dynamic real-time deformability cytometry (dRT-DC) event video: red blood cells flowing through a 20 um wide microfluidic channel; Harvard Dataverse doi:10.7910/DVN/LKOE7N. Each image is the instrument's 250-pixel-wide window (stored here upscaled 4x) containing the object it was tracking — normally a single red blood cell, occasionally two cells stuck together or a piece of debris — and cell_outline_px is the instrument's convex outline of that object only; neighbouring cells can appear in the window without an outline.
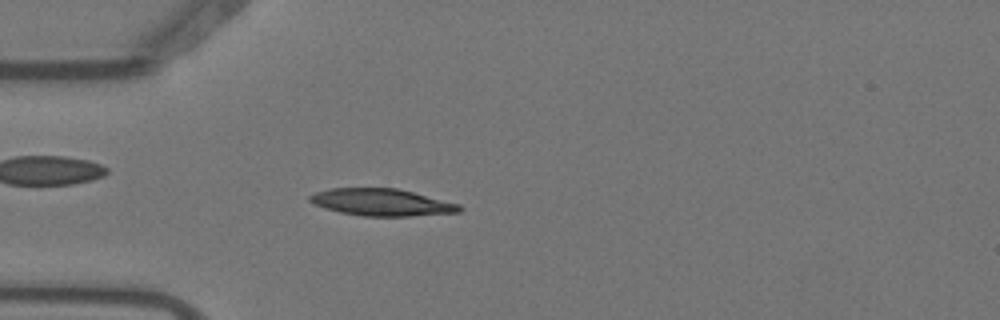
{"species": "Egyptian fruit bat (a non-hibernating species)", "species_latin": "Rousettus aegyptiacus", "temperature_condition": "warm", "stored_images_in_passage": 4, "camera_frame_rate_fps": 3000, "um_per_image_px": 0.085, "animal": {"sex": "female"}, "frame": {"image": 1, "passage_image": 4, "time_ms": 1.0, "image_size_px": [1000, 320], "cell_outline_px": [[464, 208], [460, 212], [412, 216], [364, 216], [340, 212], [324, 208], [312, 204], [308, 200], [308, 196], [316, 192], [328, 188], [396, 188], [460, 204]], "centroid_in_image_um": [32.42, 17.2], "position_along_channel_um": 52.6, "area_um2": 23.64}}